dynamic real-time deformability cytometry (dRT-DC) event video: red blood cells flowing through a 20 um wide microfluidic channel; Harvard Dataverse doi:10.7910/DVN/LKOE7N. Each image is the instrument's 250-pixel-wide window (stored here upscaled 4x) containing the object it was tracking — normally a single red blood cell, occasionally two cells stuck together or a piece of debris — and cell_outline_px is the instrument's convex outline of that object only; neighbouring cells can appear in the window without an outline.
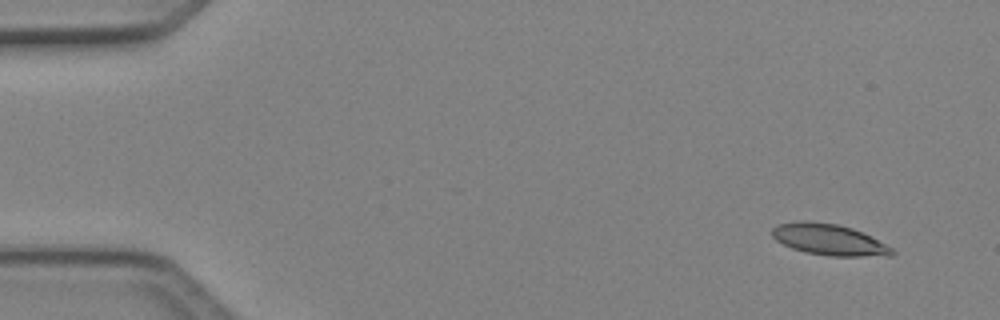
{"species": "Egyptian fruit bat (a non-hibernating species)", "species_latin": "Rousettus aegyptiacus", "temperature_condition": "cold", "stored_images_in_passage": 5, "camera_frame_rate_fps": 3000, "um_per_image_px": 0.085, "animal": {"sex": "female"}, "frame": {"image": 1, "passage_image": 2, "time_ms": 0.333, "image_size_px": [1000, 320], "cell_outline_px": [[896, 252], [892, 256], [828, 256], [804, 252], [792, 248], [776, 240], [772, 236], [772, 228], [776, 224], [836, 224], [852, 228], [892, 248]], "centroid_in_image_um": [70.51, 20.43], "position_along_channel_um": 14.5, "area_um2": 20.75}}
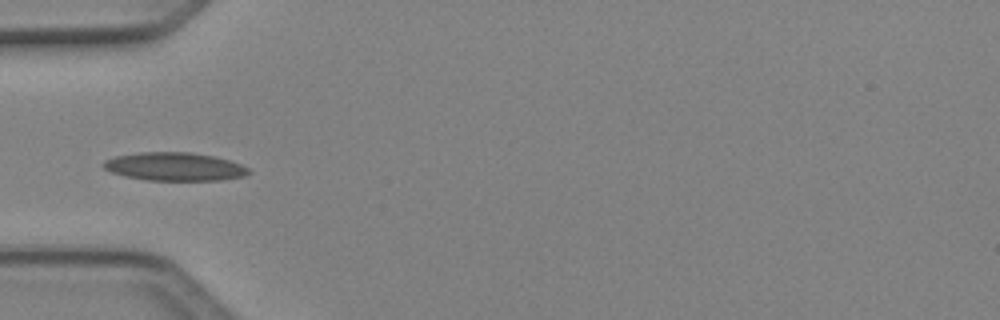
{"frame": {"image": 2, "passage_image": 5, "time_ms": 1.333, "image_size_px": [1000, 320], "cell_outline_px": [[252, 172], [244, 176], [220, 180], [148, 180], [124, 176], [112, 172], [104, 168], [100, 164], [104, 160], [116, 156], [140, 152], [192, 152], [212, 156], [228, 160], [240, 164], [248, 168]], "centroid_in_image_um": [14.82, 14.16], "position_along_channel_um": 70.2, "area_um2": 23.87}}